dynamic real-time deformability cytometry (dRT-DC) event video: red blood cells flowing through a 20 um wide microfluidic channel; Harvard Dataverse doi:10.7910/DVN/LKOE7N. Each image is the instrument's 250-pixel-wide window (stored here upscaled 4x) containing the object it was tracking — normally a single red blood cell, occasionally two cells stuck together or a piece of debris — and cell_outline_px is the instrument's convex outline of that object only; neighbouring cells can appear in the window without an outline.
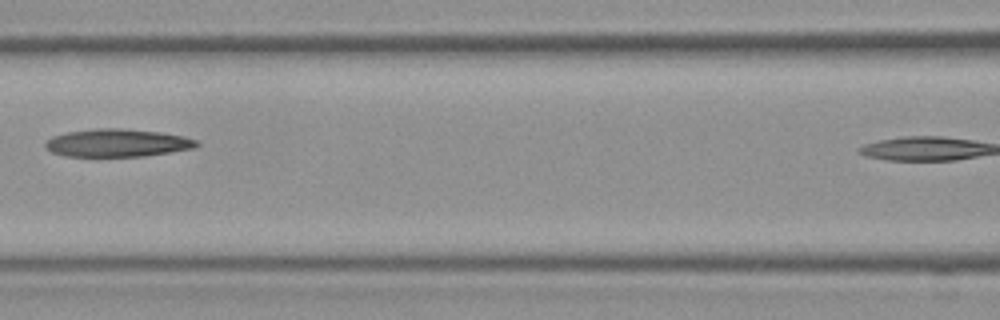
{"species": "Egyptian fruit bat (a non-hibernating species)", "species_latin": "Rousettus aegyptiacus", "temperature_condition": "room temperature", "stored_images_in_passage": 5, "segment_of_instrument_passage": [1, 2], "camera_frame_rate_fps": 3000, "um_per_image_px": 0.085, "frame": {"image": 1, "passage_image": 4, "time_ms": 1.0, "image_size_px": [1000, 320], "cell_outline_px": [[200, 144], [192, 148], [144, 156], [64, 156], [52, 152], [44, 148], [44, 144], [52, 136], [68, 132], [96, 128], [120, 128], [160, 132], [184, 136], [196, 140]], "centroid_in_image_um": [9.93, 12.14], "position_along_channel_um": 156.7, "area_um2": 24.39}}